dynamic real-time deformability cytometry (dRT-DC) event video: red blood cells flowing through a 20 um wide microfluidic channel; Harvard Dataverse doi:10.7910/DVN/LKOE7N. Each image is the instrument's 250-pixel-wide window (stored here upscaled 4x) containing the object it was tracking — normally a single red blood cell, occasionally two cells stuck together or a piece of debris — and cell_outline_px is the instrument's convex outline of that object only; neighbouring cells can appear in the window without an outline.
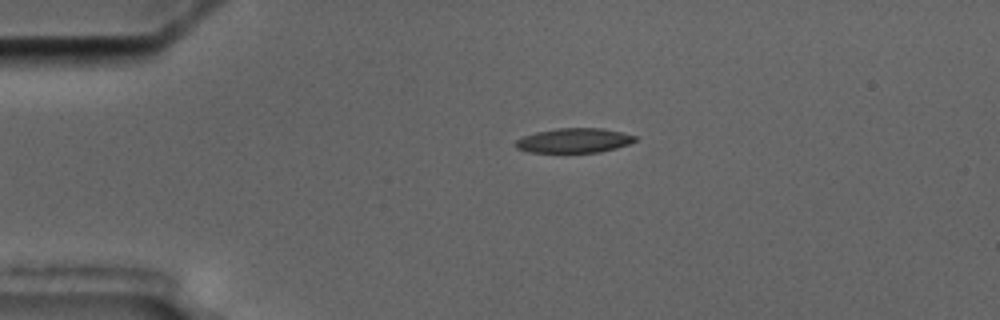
{"species": "common noctule bat (a hibernating species)", "species_latin": "Nyctalus noctula", "temperature_condition": "cold", "stored_images_in_passage": 2, "camera_frame_rate_fps": 3000, "um_per_image_px": 0.085, "animal": {"sex": "male", "body_mass_g": 17.5, "forearm_length_mm": 52.3}, "frame": {"image": 1, "passage_image": 1, "time_ms": 0.0, "image_size_px": [1000, 320], "cell_outline_px": [[636, 140], [628, 144], [616, 148], [600, 152], [528, 152], [516, 148], [516, 140], [524, 136], [536, 132], [556, 128], [604, 128], [636, 136]], "centroid_in_image_um": [48.79, 11.94], "position_along_channel_um": 36.2, "area_um2": 16.99}}